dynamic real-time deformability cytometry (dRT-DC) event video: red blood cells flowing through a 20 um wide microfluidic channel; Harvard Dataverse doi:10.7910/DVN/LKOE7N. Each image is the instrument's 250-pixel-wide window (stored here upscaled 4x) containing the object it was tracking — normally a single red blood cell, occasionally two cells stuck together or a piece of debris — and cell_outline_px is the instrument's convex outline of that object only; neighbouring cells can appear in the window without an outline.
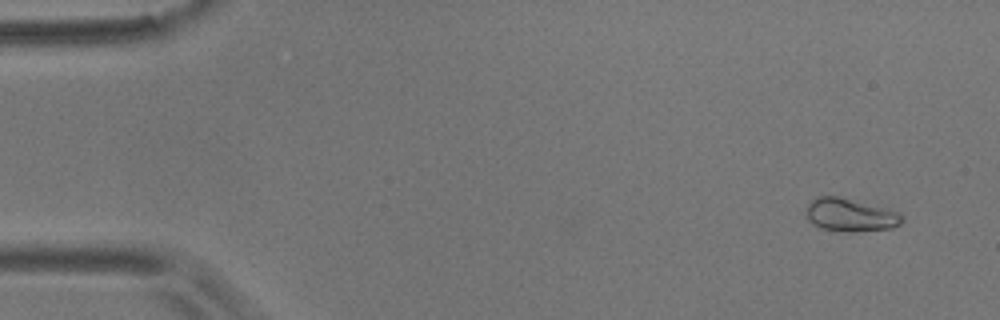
{"species": "common noctule bat (a hibernating species)", "species_latin": "Nyctalus noctula", "temperature_condition": "room temperature", "stored_images_in_passage": 56, "camera_frame_rate_fps": 3000, "um_per_image_px": 0.085, "animal": {"sex": "male", "body_mass_g": 17.9}, "frame": {"image": 1, "passage_image": 4, "time_ms": 1.0, "image_size_px": [1000, 320], "cell_outline_px": [[904, 220], [900, 224], [892, 228], [852, 232], [848, 232], [820, 228], [812, 224], [808, 220], [808, 204], [816, 196], [836, 196], [888, 208], [900, 212], [904, 216]], "centroid_in_image_um": [72.32, 18.28], "position_along_channel_um": 12.7, "area_um2": 18.5}}
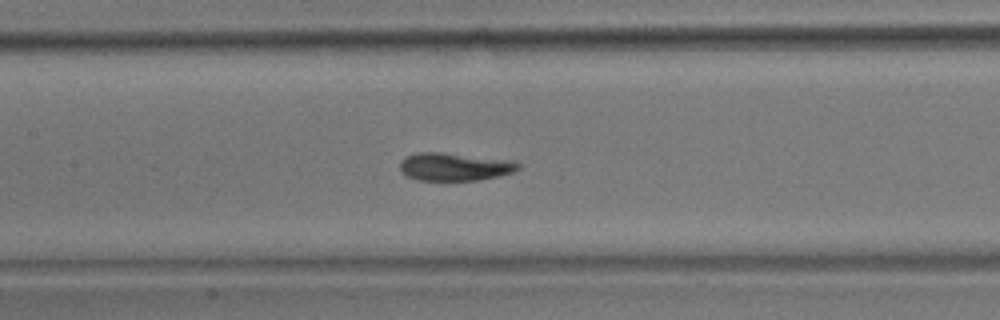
{"frame": {"image": 2, "passage_image": 26, "time_ms": 8.333, "image_size_px": [1000, 320], "cell_outline_px": [[520, 168], [516, 172], [476, 180], [416, 180], [400, 172], [400, 160], [416, 152], [440, 152], [512, 160], [520, 164]], "centroid_in_image_um": [38.63, 14.17], "position_along_channel_um": 168.8, "area_um2": 19.25}}
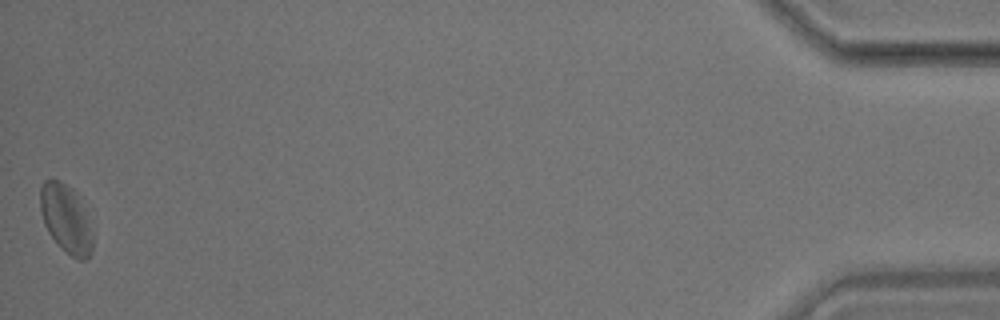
{"frame": {"image": 3, "passage_image": 56, "time_ms": 18.333, "image_size_px": [1000, 320], "cell_outline_px": [[92, 252], [84, 260], [80, 260], [72, 256], [48, 232], [44, 224], [40, 208], [40, 188], [44, 180], [60, 180], [72, 188], [76, 192], [92, 232]], "centroid_in_image_um": [5.59, 18.56], "position_along_channel_um": 429.6, "area_um2": 20.29}, "authors_computed_cell_mechanics": {"area_um2": 19.1318, "velocity_mm_per_s": 3.5444, "shape_relaxation_time_tau1_ms": 3.5253, "shape_relaxation_time_tau2_ms": 1.8856, "deformation_change_tau1": 0.1071, "deformation_change_tau2": 0.0784}}